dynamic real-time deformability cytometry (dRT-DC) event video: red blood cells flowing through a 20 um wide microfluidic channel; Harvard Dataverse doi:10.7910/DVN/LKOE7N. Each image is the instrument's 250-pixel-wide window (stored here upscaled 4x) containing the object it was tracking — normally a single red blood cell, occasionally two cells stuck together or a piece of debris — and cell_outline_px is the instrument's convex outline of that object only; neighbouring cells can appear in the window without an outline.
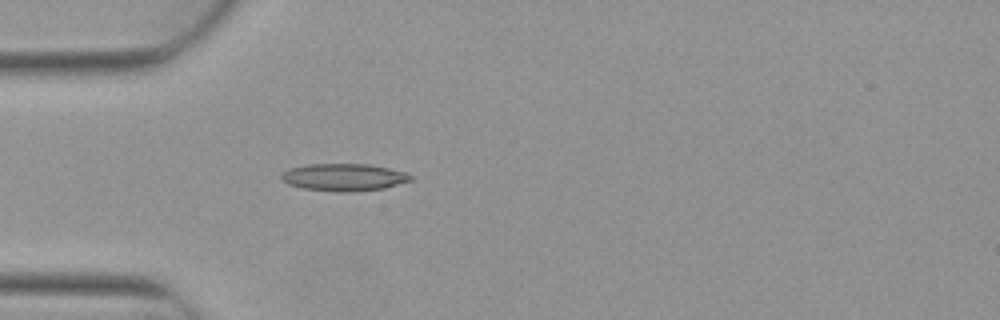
{"species": "Egyptian fruit bat (a non-hibernating species)", "species_latin": "Rousettus aegyptiacus", "temperature_condition": "warm", "stored_images_in_passage": 4, "camera_frame_rate_fps": 3000, "um_per_image_px": 0.085, "animal": {"sex": "female"}, "frame": {"image": 1, "passage_image": 4, "time_ms": 1.0, "image_size_px": [1000, 320], "cell_outline_px": [[416, 176], [412, 180], [384, 188], [344, 192], [340, 192], [304, 188], [288, 184], [280, 180], [280, 172], [292, 168], [308, 164], [368, 164], [388, 168], [404, 172]], "centroid_in_image_um": [29.22, 15.06], "position_along_channel_um": 55.8, "area_um2": 20.52}}